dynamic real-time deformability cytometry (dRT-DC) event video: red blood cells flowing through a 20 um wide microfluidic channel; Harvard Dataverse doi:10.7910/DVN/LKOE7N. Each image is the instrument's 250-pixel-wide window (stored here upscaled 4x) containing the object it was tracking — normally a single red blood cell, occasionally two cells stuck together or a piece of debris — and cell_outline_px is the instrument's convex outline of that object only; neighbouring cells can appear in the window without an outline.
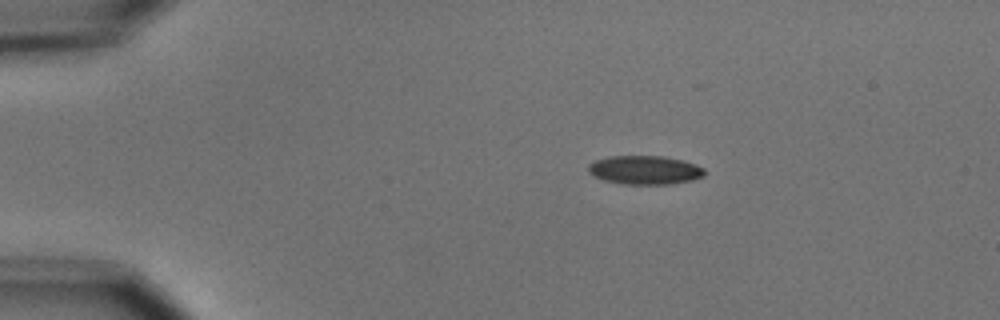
{"species": "common noctule bat (a hibernating species)", "species_latin": "Nyctalus noctula", "temperature_condition": "cold", "stored_images_in_passage": 5, "camera_frame_rate_fps": 3000, "um_per_image_px": 0.085, "animal": {"sex": "male", "body_mass_g": 15.6}, "frame": {"image": 1, "passage_image": 2, "time_ms": 1.333, "image_size_px": [1000, 320], "cell_outline_px": [[704, 176], [692, 180], [672, 184], [624, 184], [604, 180], [588, 172], [588, 164], [596, 160], [608, 156], [664, 156], [684, 160], [696, 164], [704, 168]], "centroid_in_image_um": [54.83, 14.44], "position_along_channel_um": 30.2, "area_um2": 19.54}}
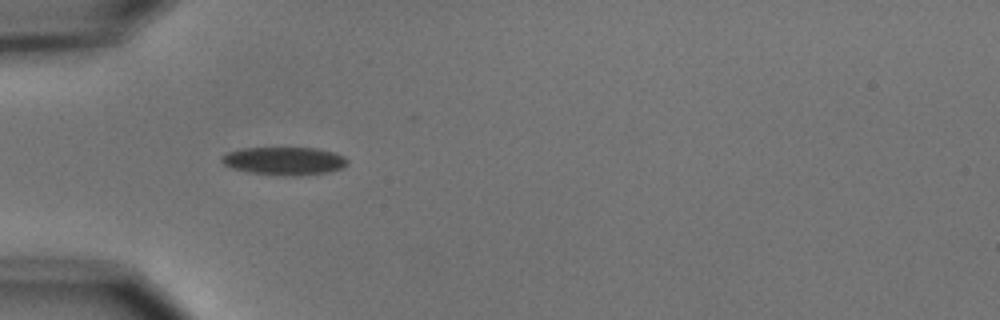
{"frame": {"image": 2, "passage_image": 4, "time_ms": 3.667, "image_size_px": [1000, 320], "cell_outline_px": [[348, 164], [344, 168], [328, 172], [296, 176], [292, 176], [248, 172], [232, 168], [224, 164], [220, 160], [220, 156], [228, 152], [240, 148], [316, 148], [332, 152], [344, 156], [348, 160]], "centroid_in_image_um": [24.16, 13.68], "position_along_channel_um": 60.8, "area_um2": 20.58}}
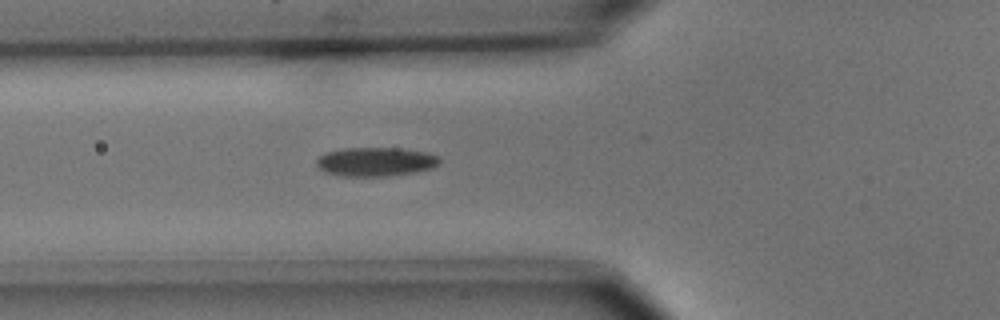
{"frame": {"image": 3, "passage_image": 5, "time_ms": 4.667, "image_size_px": [1000, 320], "cell_outline_px": [[440, 160], [432, 168], [412, 172], [388, 176], [344, 176], [324, 172], [316, 164], [316, 160], [324, 152], [344, 148], [396, 148], [424, 152], [436, 156]], "centroid_in_image_um": [31.85, 13.75], "position_along_channel_um": 93.9, "area_um2": 20.46}}